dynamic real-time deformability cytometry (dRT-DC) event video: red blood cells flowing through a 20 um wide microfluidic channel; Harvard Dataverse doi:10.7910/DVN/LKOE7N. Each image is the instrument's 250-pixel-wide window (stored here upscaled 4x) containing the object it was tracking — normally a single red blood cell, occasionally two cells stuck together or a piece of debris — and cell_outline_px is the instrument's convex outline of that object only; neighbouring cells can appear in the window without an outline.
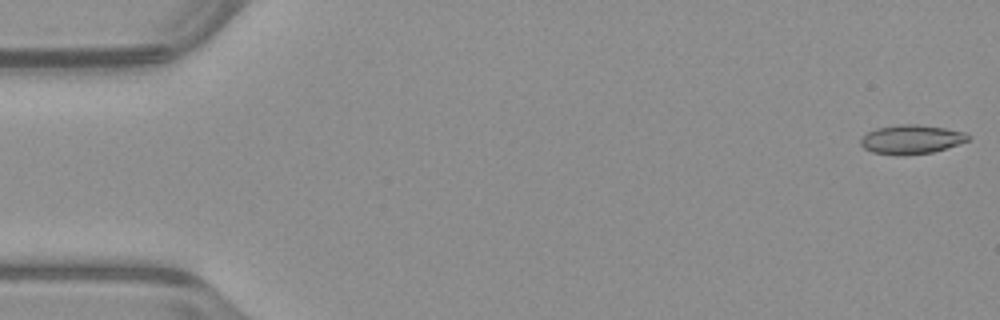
{"species": "common noctule bat (a hibernating species)", "species_latin": "Nyctalus noctula", "temperature_condition": "warm", "stored_images_in_passage": 52, "camera_frame_rate_fps": 3000, "um_per_image_px": 0.085, "animal": {"sex": "male", "body_mass_g": 23.1, "forearm_length_mm": 52.7}, "frame": {"image": 1, "passage_image": 1, "time_ms": 0.0, "image_size_px": [1000, 320], "cell_outline_px": [[972, 136], [968, 140], [932, 152], [872, 152], [864, 148], [860, 144], [860, 140], [868, 132], [876, 128], [900, 124], [920, 124], [944, 128], [964, 132]], "centroid_in_image_um": [77.48, 11.78], "position_along_channel_um": 7.5, "area_um2": 17.22}}
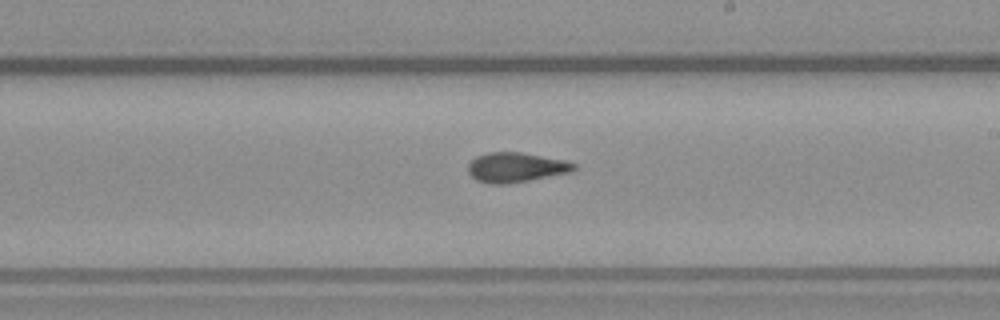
{"frame": {"image": 2, "passage_image": 30, "time_ms": 9.667, "image_size_px": [1000, 320], "cell_outline_px": [[576, 168], [568, 172], [528, 180], [504, 184], [488, 184], [476, 180], [468, 172], [468, 164], [476, 156], [488, 152], [520, 152], [568, 160], [576, 164]], "centroid_in_image_um": [43.83, 14.21], "position_along_channel_um": 245.2, "area_um2": 18.26}}
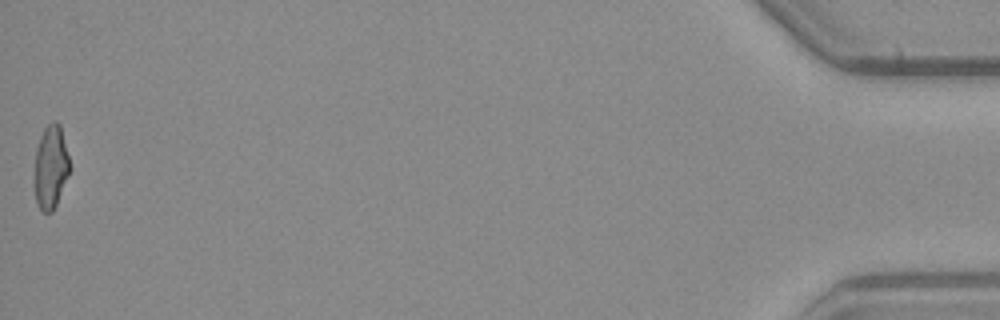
{"frame": {"image": 3, "passage_image": 52, "time_ms": 17.0, "image_size_px": [1000, 320], "cell_outline_px": [[72, 168], [56, 204], [52, 212], [44, 212], [36, 204], [32, 184], [36, 148], [40, 136], [44, 128], [52, 120], [56, 120], [60, 124]], "centroid_in_image_um": [4.29, 14.2], "position_along_channel_um": 430.9, "area_um2": 17.86}, "authors_computed_cell_mechanics": {"area_um2": 18.0625, "velocity_mm_per_s": 3.978, "shape_relaxation_time_tau1_ms": null, "shape_relaxation_time_tau2_ms": 3.0604, "deformation_change_tau1": null, "deformation_change_tau2": 0.0984}}